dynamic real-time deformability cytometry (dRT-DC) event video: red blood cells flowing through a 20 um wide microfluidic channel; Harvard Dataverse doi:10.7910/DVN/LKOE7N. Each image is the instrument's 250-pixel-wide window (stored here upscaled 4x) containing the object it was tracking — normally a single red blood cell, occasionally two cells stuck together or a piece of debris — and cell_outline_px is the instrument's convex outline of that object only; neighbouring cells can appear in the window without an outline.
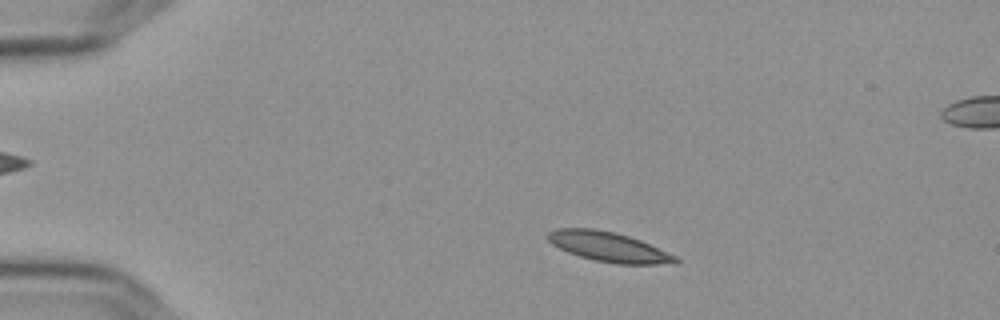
{"species": "Egyptian fruit bat (a non-hibernating species)", "species_latin": "Rousettus aegyptiacus", "temperature_condition": "cold", "stored_images_in_passage": 53, "camera_frame_rate_fps": 3000, "um_per_image_px": 0.085, "frame": {"image": 1, "passage_image": 8, "time_ms": 2.333, "image_size_px": [1000, 320], "cell_outline_px": [[680, 260], [656, 264], [616, 264], [596, 260], [580, 256], [568, 252], [552, 244], [548, 240], [548, 232], [556, 228], [592, 228], [616, 232], [640, 240], [676, 256]], "centroid_in_image_um": [51.68, 20.96], "position_along_channel_um": 33.3, "area_um2": 21.73}}
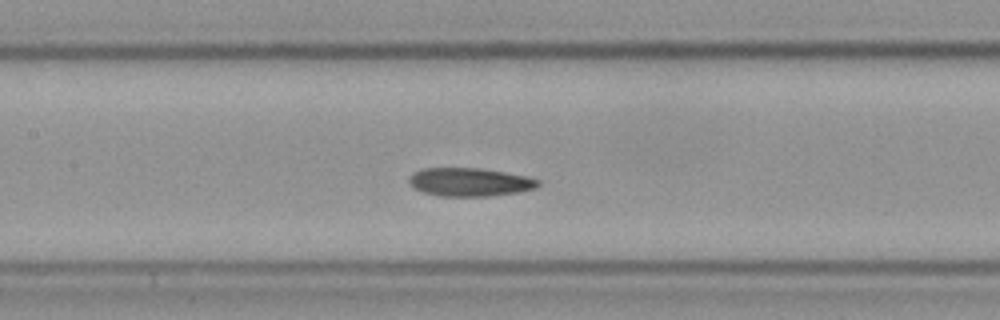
{"frame": {"image": 2, "passage_image": 24, "time_ms": 7.667, "image_size_px": [1000, 320], "cell_outline_px": [[540, 184], [536, 188], [520, 192], [488, 196], [440, 196], [424, 192], [416, 188], [408, 180], [416, 172], [424, 168], [480, 168], [528, 176], [540, 180]], "centroid_in_image_um": [40.01, 15.48], "position_along_channel_um": 167.4, "area_um2": 21.15}}
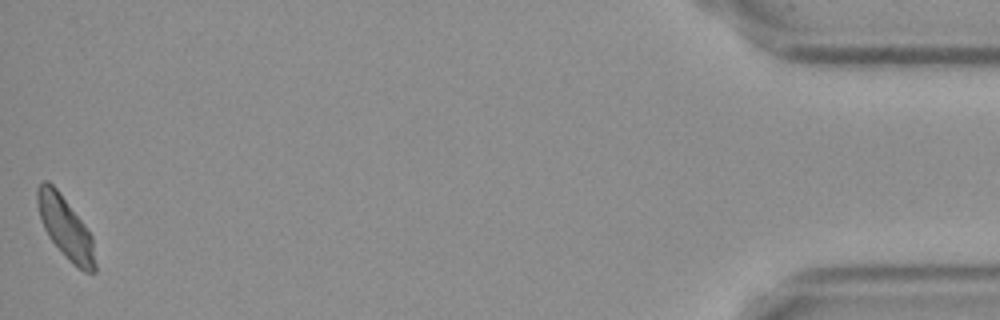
{"frame": {"image": 3, "passage_image": 53, "time_ms": 17.333, "image_size_px": [1000, 320], "cell_outline_px": [[96, 272], [84, 272], [72, 264], [68, 260], [48, 236], [44, 228], [40, 216], [36, 200], [36, 188], [44, 180], [48, 180], [60, 192], [84, 224], [92, 236], [96, 264]], "centroid_in_image_um": [5.57, 19.35], "position_along_channel_um": 429.6, "area_um2": 20.81}, "authors_computed_cell_mechanics": {"area_um2": 21.2126, "velocity_mm_per_s": 3.6084, "shape_relaxation_time_tau1_ms": null, "shape_relaxation_time_tau2_ms": 4.8728, "deformation_change_tau1": null, "deformation_change_tau2": 0.1021}}